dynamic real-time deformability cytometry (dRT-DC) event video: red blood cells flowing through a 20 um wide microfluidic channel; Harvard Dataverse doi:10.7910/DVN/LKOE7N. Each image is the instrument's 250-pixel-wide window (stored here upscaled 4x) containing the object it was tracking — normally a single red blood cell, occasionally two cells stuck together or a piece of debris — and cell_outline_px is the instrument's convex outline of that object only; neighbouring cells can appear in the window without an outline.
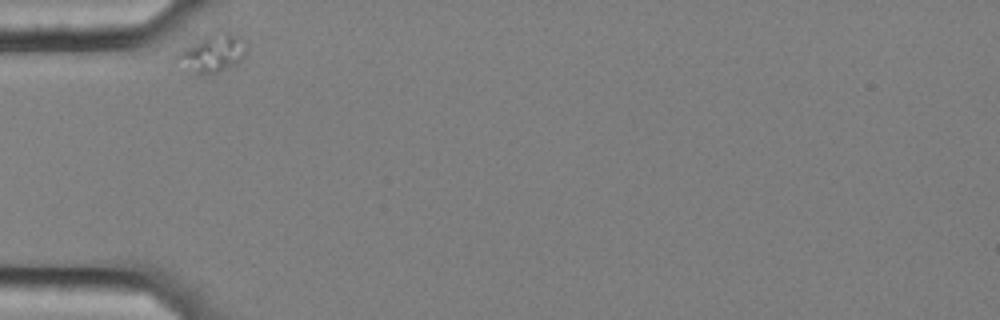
{"species": "common noctule bat (a hibernating species)", "species_latin": "Nyctalus noctula", "temperature_condition": "cold", "stored_images_in_passage": 35, "camera_frame_rate_fps": 3000, "um_per_image_px": 0.085, "animal": {"sex": "female", "body_mass_g": 25.1}, "frame": {"image": 1, "passage_image": 1, "time_ms": 0.0, "image_size_px": [1000, 320], "cell_outline_px": [[248, 40], [244, 56], [236, 64], [216, 72], [200, 76], [176, 60], [176, 56], [184, 48], [212, 32], [228, 32]], "centroid_in_image_um": [18.12, 4.5], "position_along_channel_um": 66.9, "area_um2": 15.03}}